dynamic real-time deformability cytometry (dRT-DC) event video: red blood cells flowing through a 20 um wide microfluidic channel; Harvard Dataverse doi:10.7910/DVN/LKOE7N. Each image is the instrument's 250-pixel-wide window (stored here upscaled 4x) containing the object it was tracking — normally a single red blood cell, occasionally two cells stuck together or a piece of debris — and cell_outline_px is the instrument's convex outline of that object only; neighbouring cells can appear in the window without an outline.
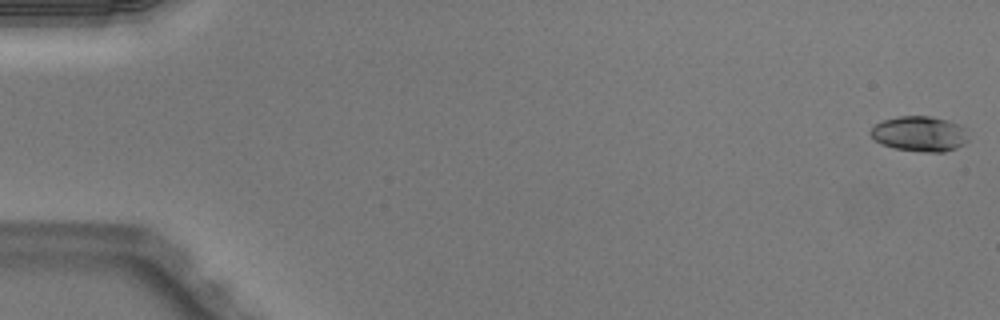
{"species": "Egyptian fruit bat (a non-hibernating species)", "species_latin": "Rousettus aegyptiacus", "temperature_condition": "warm", "stored_images_in_passage": 51, "camera_frame_rate_fps": 3000, "um_per_image_px": 0.085, "animal": {"sex": "male"}, "frame": {"image": 1, "passage_image": 1, "time_ms": 0.0, "image_size_px": [1000, 320], "cell_outline_px": [[968, 140], [964, 144], [956, 148], [944, 152], [924, 152], [896, 148], [880, 144], [868, 132], [880, 120], [900, 116], [932, 116], [948, 120], [960, 124], [964, 128]], "centroid_in_image_um": [78.17, 11.36], "position_along_channel_um": 6.8, "area_um2": 20.17}}
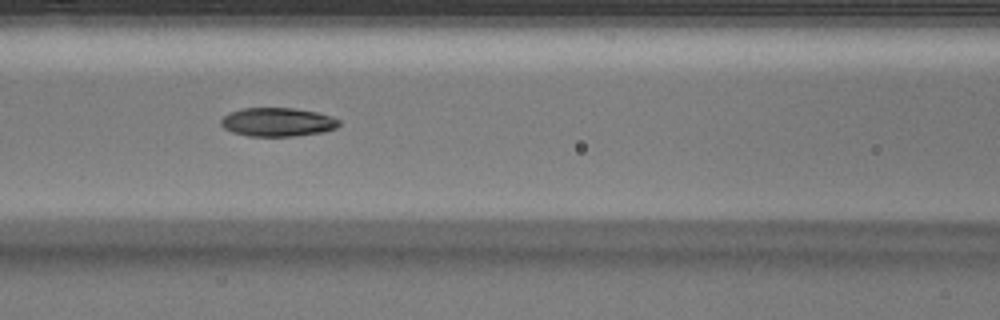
{"frame": {"image": 2, "passage_image": 23, "time_ms": 7.333, "image_size_px": [1000, 320], "cell_outline_px": [[340, 124], [336, 128], [324, 132], [296, 136], [248, 136], [232, 132], [224, 128], [220, 124], [220, 120], [228, 112], [244, 108], [292, 108], [316, 112], [332, 116], [340, 120]], "centroid_in_image_um": [23.59, 10.38], "position_along_channel_um": 143.0, "area_um2": 19.88}}
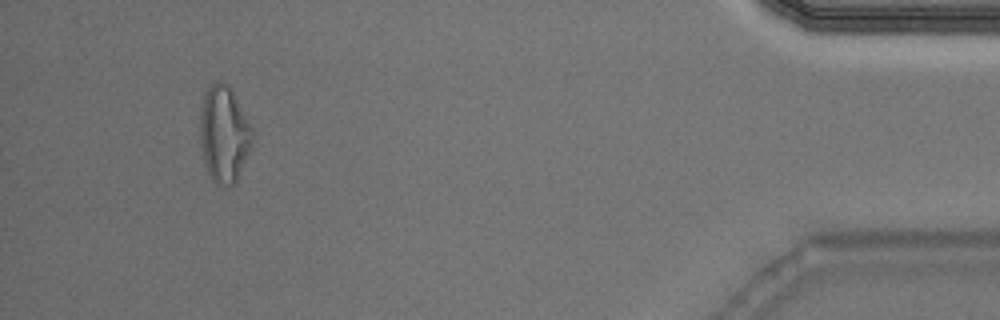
{"frame": {"image": 3, "passage_image": 48, "time_ms": 15.667, "image_size_px": [1000, 320], "cell_outline_px": [[252, 148], [236, 184], [224, 188], [216, 184], [212, 180], [204, 164], [200, 140], [200, 108], [204, 92], [216, 80], [228, 84], [248, 120], [252, 128]], "centroid_in_image_um": [19.04, 11.46], "position_along_channel_um": 416.2, "area_um2": 29.88}, "authors_computed_cell_mechanics": {"area_um2": 20.1144, "velocity_mm_per_s": 4.0342, "shape_relaxation_time_tau1_ms": null, "shape_relaxation_time_tau2_ms": 2.4951, "deformation_change_tau1": null, "deformation_change_tau2": 0.0846}}